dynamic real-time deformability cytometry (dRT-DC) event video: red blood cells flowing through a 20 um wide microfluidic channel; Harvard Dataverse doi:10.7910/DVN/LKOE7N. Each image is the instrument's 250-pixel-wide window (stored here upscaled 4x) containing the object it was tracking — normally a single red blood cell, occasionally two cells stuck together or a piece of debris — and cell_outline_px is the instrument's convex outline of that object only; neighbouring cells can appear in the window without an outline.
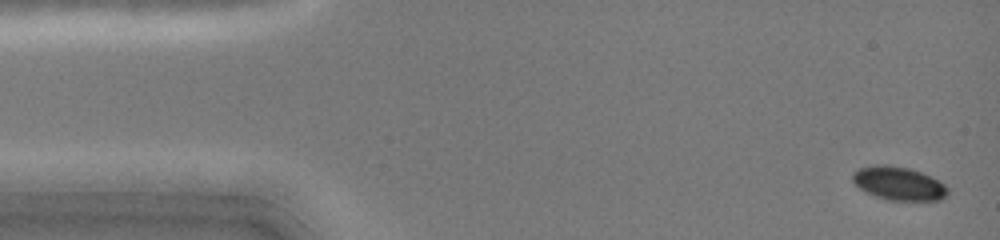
{"species": "common noctule bat (a hibernating species)", "species_latin": "Nyctalus noctula", "temperature_condition": "cold", "stored_images_in_passage": 47, "camera_frame_rate_fps": 3000, "um_per_image_px": 0.085, "animal": {"sex": "female", "body_mass_g": 19.0, "forearm_length_mm": 51.5}, "frame": {"image": 1, "passage_image": 2, "time_ms": 0.333, "image_size_px": [1000, 240], "cell_outline_px": [[948, 192], [940, 200], [888, 200], [876, 196], [860, 188], [852, 180], [852, 172], [860, 168], [876, 164], [884, 164], [908, 168], [920, 172], [944, 184], [948, 188]], "centroid_in_image_um": [76.36, 15.58], "position_along_channel_um": 8.6, "area_um2": 18.21}}
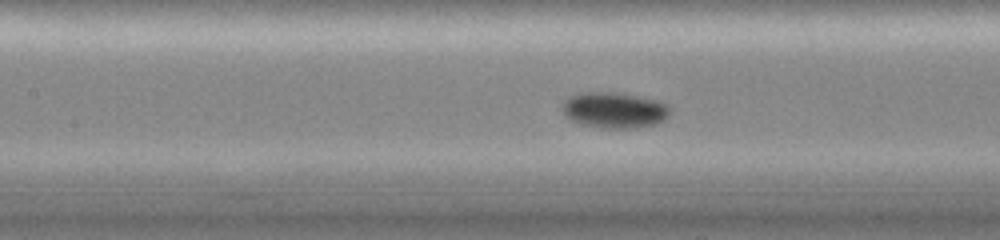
{"frame": {"image": 2, "passage_image": 21, "time_ms": 6.667, "image_size_px": [1000, 240], "cell_outline_px": [[668, 112], [664, 120], [656, 124], [636, 128], [600, 128], [580, 124], [572, 120], [564, 112], [564, 100], [572, 96], [584, 92], [616, 92], [640, 96], [656, 100], [664, 104], [668, 108]], "centroid_in_image_um": [52.22, 9.36], "position_along_channel_um": 155.2, "area_um2": 22.2}}
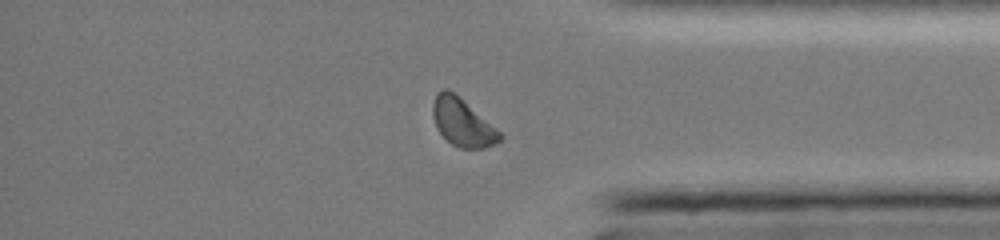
{"frame": {"image": 3, "passage_image": 39, "time_ms": 12.667, "image_size_px": [1000, 240], "cell_outline_px": [[504, 136], [500, 140], [484, 148], [460, 148], [452, 144], [436, 128], [432, 116], [432, 104], [436, 92], [444, 88], [448, 88], [500, 132]], "centroid_in_image_um": [39.26, 10.4], "position_along_channel_um": 395.9, "area_um2": 18.21}, "authors_computed_cell_mechanics": {"area_um2": 19.1896, "velocity_mm_per_s": 4.0691, "shape_relaxation_time_tau1_ms": 1.1104, "shape_relaxation_time_tau2_ms": null, "deformation_change_tau1": 0.0899, "deformation_change_tau2": null}}